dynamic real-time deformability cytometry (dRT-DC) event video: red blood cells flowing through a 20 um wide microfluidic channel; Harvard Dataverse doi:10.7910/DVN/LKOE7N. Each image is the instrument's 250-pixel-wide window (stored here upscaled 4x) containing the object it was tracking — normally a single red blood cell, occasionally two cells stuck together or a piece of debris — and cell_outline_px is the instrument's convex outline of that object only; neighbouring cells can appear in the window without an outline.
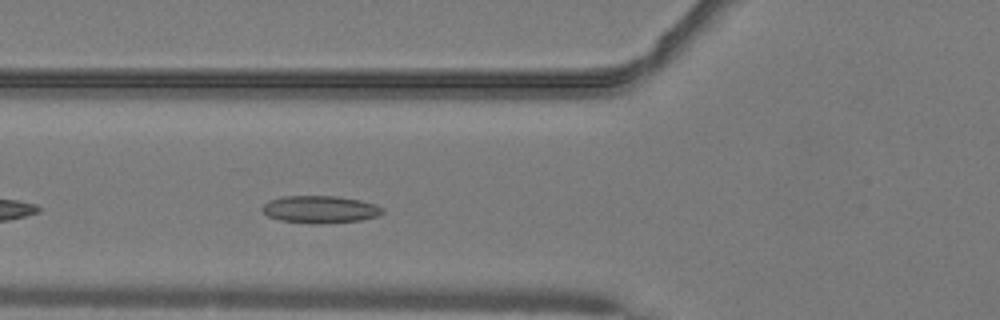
{"species": "common noctule bat (a hibernating species)", "species_latin": "Nyctalus noctula", "temperature_condition": "warm", "stored_images_in_passage": 33, "camera_frame_rate_fps": 3000, "um_per_image_px": 0.085, "animal": {"sex": "male", "body_mass_g": 19.2, "forearm_length_mm": 51.8}, "frame": {"image": 1, "passage_image": 5, "time_ms": 1.333, "image_size_px": [1000, 320], "cell_outline_px": [[384, 212], [380, 216], [360, 220], [320, 224], [312, 224], [280, 220], [268, 216], [260, 208], [268, 200], [284, 196], [336, 196], [360, 200], [376, 204], [384, 208]], "centroid_in_image_um": [27.23, 17.8], "position_along_channel_um": 98.6, "area_um2": 19.36}}
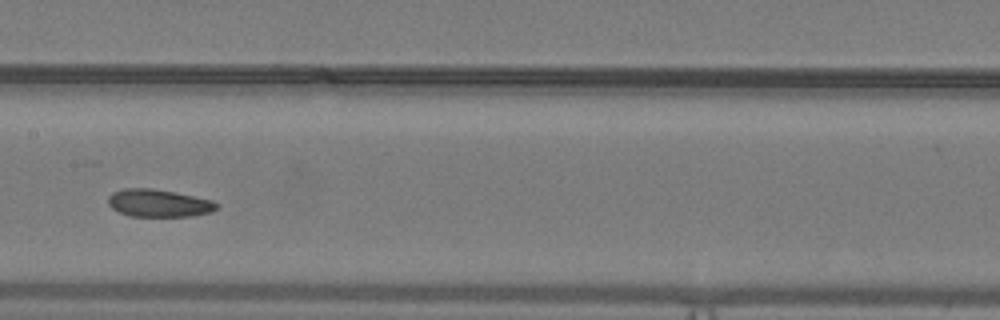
{"frame": {"image": 2, "passage_image": 12, "time_ms": 3.667, "image_size_px": [1000, 320], "cell_outline_px": [[220, 208], [212, 212], [192, 216], [128, 216], [112, 208], [108, 204], [108, 196], [112, 192], [124, 188], [152, 188], [212, 200], [220, 204]], "centroid_in_image_um": [13.5, 17.27], "position_along_channel_um": 193.9, "area_um2": 17.51}}
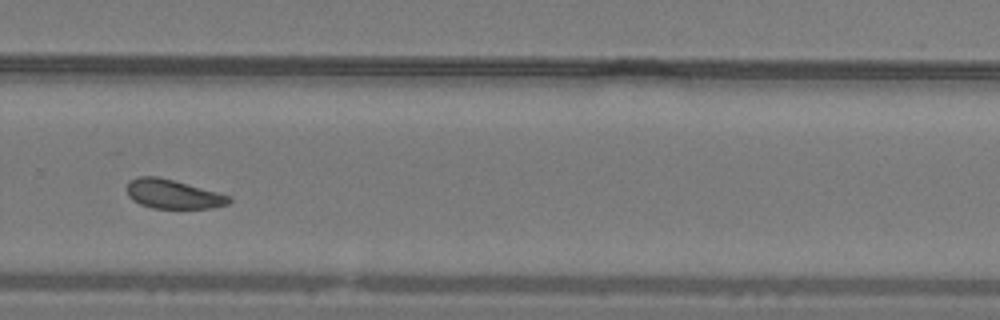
{"frame": {"image": 3, "passage_image": 21, "time_ms": 6.667, "image_size_px": [1000, 320], "cell_outline_px": [[232, 200], [228, 204], [212, 208], [152, 208], [140, 204], [132, 200], [128, 196], [128, 180], [136, 176], [156, 176], [172, 180], [232, 196]], "centroid_in_image_um": [14.7, 16.5], "position_along_channel_um": 315.1, "area_um2": 17.28}, "authors_computed_cell_mechanics": {"area_um2": 18.1492, "velocity_mm_per_s": 4.062, "shape_relaxation_time_tau1_ms": null, "shape_relaxation_time_tau2_ms": 2.8052, "deformation_change_tau1": null, "deformation_change_tau2": 0.0789}}